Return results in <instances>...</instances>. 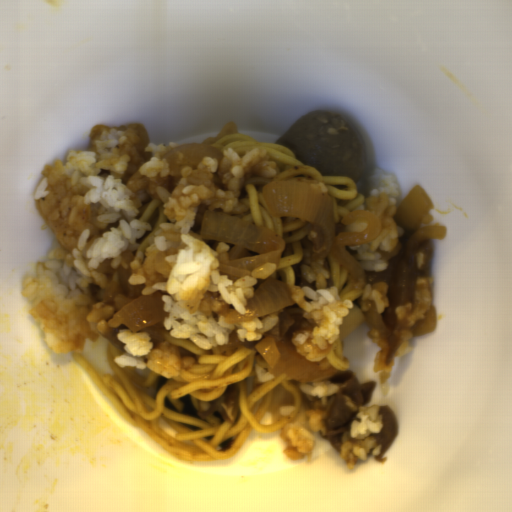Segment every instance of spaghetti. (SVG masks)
Masks as SVG:
<instances>
[{
  "label": "spaghetti",
  "instance_id": "obj_2",
  "mask_svg": "<svg viewBox=\"0 0 512 512\" xmlns=\"http://www.w3.org/2000/svg\"><path fill=\"white\" fill-rule=\"evenodd\" d=\"M275 142L258 141L254 137L243 134L237 130L234 122H226L219 132L211 138L202 141L204 144L216 148L221 153L232 148L241 158L254 149L265 151L275 162L279 172L276 177L262 178L251 176L241 187L238 203H242L244 211L233 215L259 225L285 240L284 249L280 254L279 264L269 278L286 284L290 287H309L316 290L317 282L307 281L301 267L304 265L303 253L309 249V232L313 223L302 219L273 216L267 208L262 188L273 181L304 182L332 199V209L335 223V237L339 233H346L347 224L342 219L354 209L365 204L367 198L357 190V181L345 176H322L319 171L310 165L295 159V155L281 144Z\"/></svg>",
  "mask_w": 512,
  "mask_h": 512
},
{
  "label": "spaghetti",
  "instance_id": "obj_5",
  "mask_svg": "<svg viewBox=\"0 0 512 512\" xmlns=\"http://www.w3.org/2000/svg\"><path fill=\"white\" fill-rule=\"evenodd\" d=\"M322 259L323 267L329 275L326 279L327 288L335 287L340 298L351 302L362 296V289H357L356 282L353 281L351 275L337 263L330 252Z\"/></svg>",
  "mask_w": 512,
  "mask_h": 512
},
{
  "label": "spaghetti",
  "instance_id": "obj_1",
  "mask_svg": "<svg viewBox=\"0 0 512 512\" xmlns=\"http://www.w3.org/2000/svg\"><path fill=\"white\" fill-rule=\"evenodd\" d=\"M166 344L177 347L183 357L195 358L179 376L167 378L148 367H120L114 358L126 350L108 339L106 356L112 370L101 377L96 367L81 353L70 351L95 386L135 428L141 429L164 451L183 461L227 460L246 443L249 436L270 433L288 424L304 404L301 382L284 373L268 382L255 384L256 366L266 372L270 365L256 347H235L223 351L222 344L204 350L189 338L172 337ZM239 387V413L236 422L223 420L218 412L205 418L197 415V400L211 402L227 386ZM294 396L295 410L288 417L278 410L285 392Z\"/></svg>",
  "mask_w": 512,
  "mask_h": 512
},
{
  "label": "spaghetti",
  "instance_id": "obj_3",
  "mask_svg": "<svg viewBox=\"0 0 512 512\" xmlns=\"http://www.w3.org/2000/svg\"><path fill=\"white\" fill-rule=\"evenodd\" d=\"M312 340L306 341L302 346H294L296 353L302 355L311 362L319 363L321 370L335 369L336 372L349 370V361L344 357L342 338L338 331L336 341L326 348H317L311 344Z\"/></svg>",
  "mask_w": 512,
  "mask_h": 512
},
{
  "label": "spaghetti",
  "instance_id": "obj_4",
  "mask_svg": "<svg viewBox=\"0 0 512 512\" xmlns=\"http://www.w3.org/2000/svg\"><path fill=\"white\" fill-rule=\"evenodd\" d=\"M137 209L138 214L134 219L148 222L151 230H145L144 234L137 238L136 242L139 243V247L131 252L133 256L149 247L163 222H171L164 214L165 208L162 202L152 196L142 200L141 206Z\"/></svg>",
  "mask_w": 512,
  "mask_h": 512
}]
</instances>
